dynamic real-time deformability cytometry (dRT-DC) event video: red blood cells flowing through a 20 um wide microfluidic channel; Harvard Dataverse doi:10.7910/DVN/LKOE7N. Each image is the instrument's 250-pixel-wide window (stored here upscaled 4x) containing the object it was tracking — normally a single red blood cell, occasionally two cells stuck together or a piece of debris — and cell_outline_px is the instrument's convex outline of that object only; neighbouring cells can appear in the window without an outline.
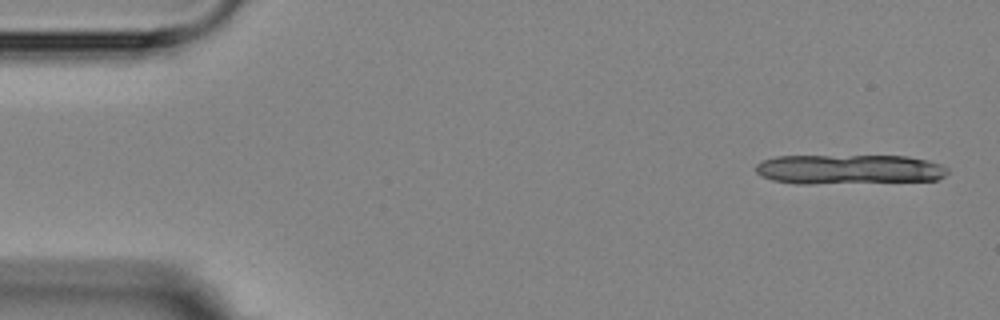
{"species": "Egyptian fruit bat (a non-hibernating species)", "species_latin": "Rousettus aegyptiacus", "temperature_condition": "room temperature", "stored_images_in_passage": 10, "camera_frame_rate_fps": 3000, "um_per_image_px": 0.085, "animal": {"sex": "female"}, "frame": {"image": 1, "passage_image": 1, "time_ms": 0.0, "image_size_px": [1000, 320], "cell_outline_px": [[948, 172], [944, 176], [936, 180], [812, 184], [796, 184], [772, 180], [756, 172], [756, 164], [760, 160], [776, 156], [908, 156], [928, 160], [940, 164], [948, 168]], "centroid_in_image_um": [72.15, 14.39], "position_along_channel_um": 12.9, "area_um2": 33.35}}
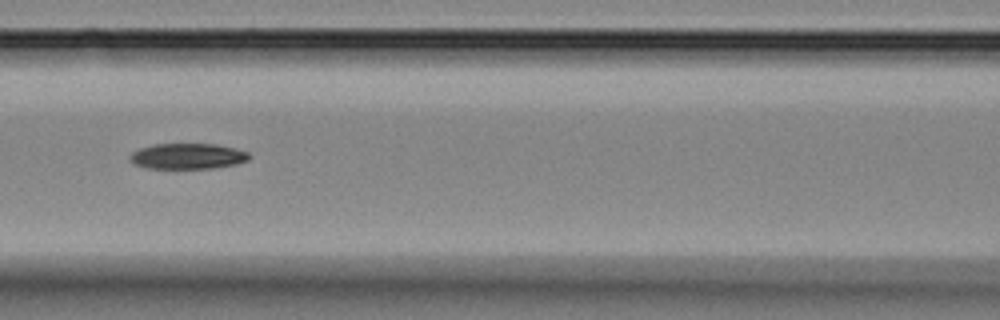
{"frame": {"image": 2, "passage_image": 7, "time_ms": 7.333, "image_size_px": [1000, 320], "cell_outline_px": [[252, 156], [248, 160], [236, 164], [216, 168], [148, 168], [132, 164], [128, 160], [128, 156], [132, 152], [140, 148], [152, 144], [216, 144], [248, 152]], "centroid_in_image_um": [15.91, 13.28], "position_along_channel_um": 150.7, "area_um2": 17.98}}
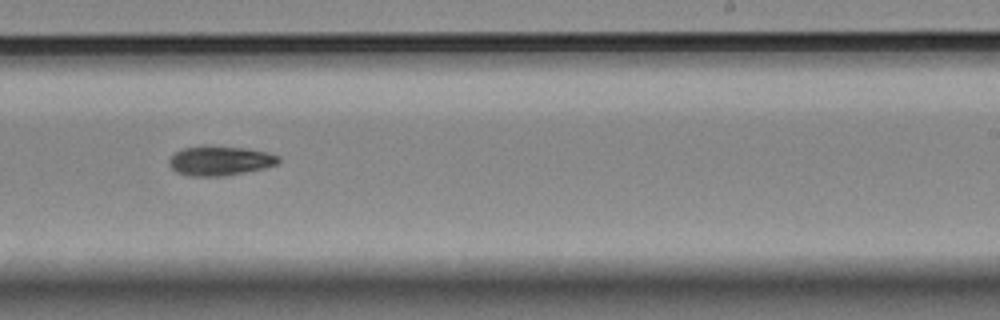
{"frame": {"image": 3, "passage_image": 10, "time_ms": 10.667, "image_size_px": [1000, 320], "cell_outline_px": [[280, 160], [276, 164], [264, 168], [224, 176], [188, 176], [176, 172], [168, 164], [168, 160], [176, 152], [184, 148], [244, 148], [264, 152], [280, 156]], "centroid_in_image_um": [18.69, 13.71], "position_along_channel_um": 270.3, "area_um2": 18.03}}